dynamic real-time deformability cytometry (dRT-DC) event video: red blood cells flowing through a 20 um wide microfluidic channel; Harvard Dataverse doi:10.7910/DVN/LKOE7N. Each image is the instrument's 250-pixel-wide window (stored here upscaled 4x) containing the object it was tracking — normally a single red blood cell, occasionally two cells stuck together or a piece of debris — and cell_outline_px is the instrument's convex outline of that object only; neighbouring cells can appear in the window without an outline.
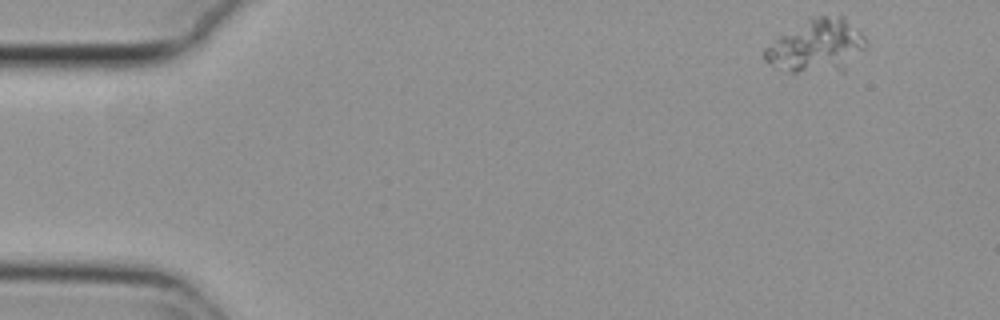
{"species": "common noctule bat (a hibernating species)", "species_latin": "Nyctalus noctula", "temperature_condition": "cold", "stored_images_in_passage": 52, "camera_frame_rate_fps": 3000, "um_per_image_px": 0.085, "animal": {"sex": "female", "body_mass_g": 29.2, "forearm_length_mm": 56.3}, "frame": {"image": 1, "passage_image": 1, "time_ms": 0.0, "image_size_px": [1000, 320], "cell_outline_px": [[868, 48], [844, 72], [792, 72], [776, 68], [764, 60], [764, 48], [780, 36], [812, 16], [844, 16], [868, 40]], "centroid_in_image_um": [69.49, 3.93], "position_along_channel_um": 15.5, "area_um2": 31.67}}
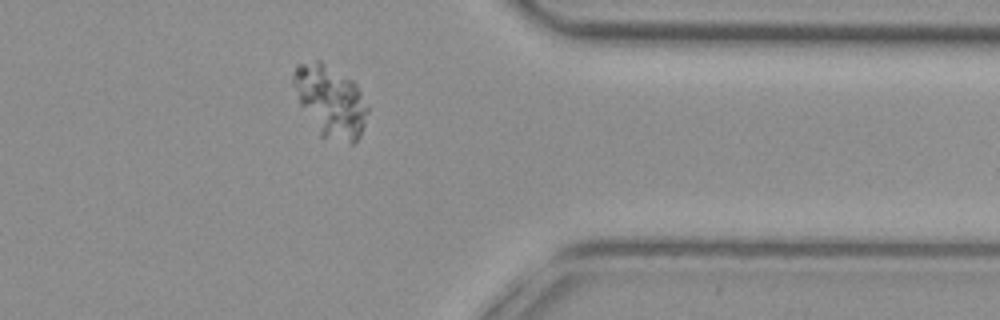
{"frame": {"image": 2, "passage_image": 41, "time_ms": 13.333, "image_size_px": [1000, 320], "cell_outline_px": [[368, 112], [360, 136], [352, 144], [320, 136], [300, 104], [292, 84], [292, 72], [296, 64], [316, 60], [320, 60], [352, 80], [356, 84], [368, 108]], "centroid_in_image_um": [28.05, 8.58], "position_along_channel_um": 383.3, "area_um2": 30.87}}
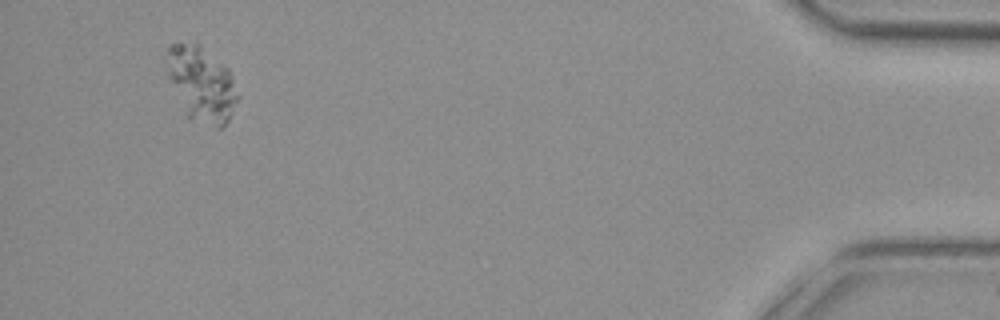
{"frame": {"image": 3, "passage_image": 49, "time_ms": 16.0, "image_size_px": [1000, 320], "cell_outline_px": [[240, 96], [228, 120], [220, 128], [216, 128], [188, 116], [168, 76], [168, 44], [176, 40], [196, 40], [228, 68]], "centroid_in_image_um": [17.14, 7.04], "position_along_channel_um": 418.1, "area_um2": 30.98}}